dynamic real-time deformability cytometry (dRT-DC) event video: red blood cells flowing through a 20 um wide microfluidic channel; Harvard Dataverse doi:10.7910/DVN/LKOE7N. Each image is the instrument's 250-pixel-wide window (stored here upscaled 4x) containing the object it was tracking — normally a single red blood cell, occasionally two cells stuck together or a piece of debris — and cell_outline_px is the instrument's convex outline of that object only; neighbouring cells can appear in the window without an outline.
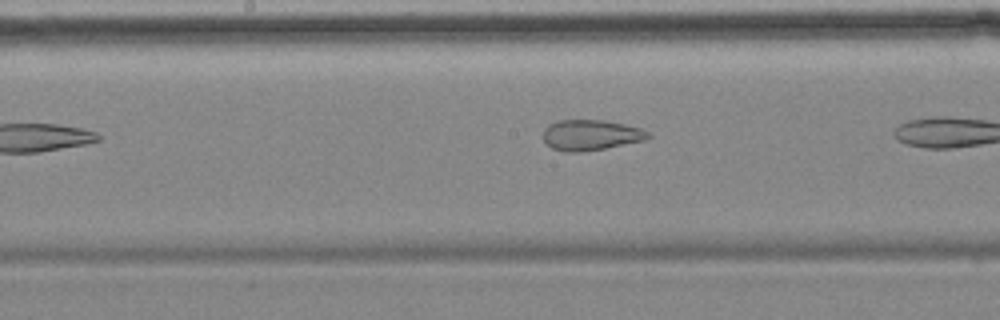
{"species": "common noctule bat (a hibernating species)", "species_latin": "Nyctalus noctula", "temperature_condition": "cold", "stored_images_in_passage": 5, "camera_frame_rate_fps": 3000, "um_per_image_px": 0.085, "animal": {"sex": "female", "body_mass_g": 18.4}, "frame": {"image": 1, "passage_image": 5, "time_ms": 5.0, "image_size_px": [1000, 320], "cell_outline_px": [[652, 136], [644, 140], [604, 148], [580, 152], [564, 152], [552, 148], [544, 140], [544, 128], [548, 124], [560, 120], [600, 120], [624, 124], [640, 128], [648, 132]], "centroid_in_image_um": [50.19, 11.48], "position_along_channel_um": 198.0, "area_um2": 18.5}}